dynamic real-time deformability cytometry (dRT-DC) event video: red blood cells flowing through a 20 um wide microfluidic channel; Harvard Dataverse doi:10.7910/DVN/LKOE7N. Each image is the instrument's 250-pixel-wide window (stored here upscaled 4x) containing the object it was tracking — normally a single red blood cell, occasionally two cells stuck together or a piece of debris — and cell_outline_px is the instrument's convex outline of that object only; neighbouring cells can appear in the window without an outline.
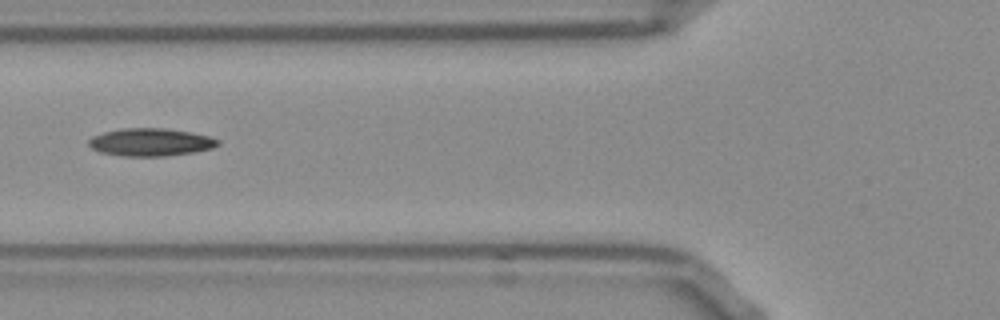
{"species": "Egyptian fruit bat (a non-hibernating species)", "species_latin": "Rousettus aegyptiacus", "temperature_condition": "room temperature", "stored_images_in_passage": 39, "camera_frame_rate_fps": 3000, "um_per_image_px": 0.085, "frame": {"image": 1, "passage_image": 6, "time_ms": 1.667, "image_size_px": [1000, 320], "cell_outline_px": [[220, 144], [212, 148], [192, 152], [164, 156], [124, 156], [100, 152], [92, 148], [88, 144], [88, 140], [92, 136], [104, 132], [124, 128], [164, 128], [192, 132], [208, 136], [220, 140]], "centroid_in_image_um": [12.8, 12.08], "position_along_channel_um": 113.0, "area_um2": 20.81}}
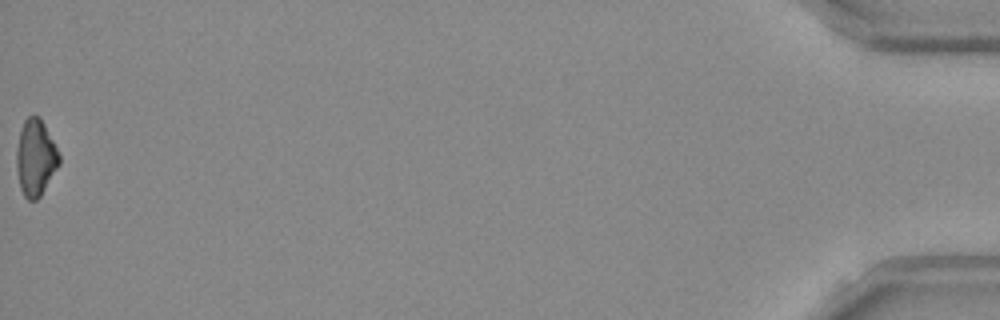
{"frame": {"image": 2, "passage_image": 39, "time_ms": 12.667, "image_size_px": [1000, 320], "cell_outline_px": [[60, 164], [40, 196], [36, 200], [28, 200], [24, 196], [20, 188], [16, 168], [16, 148], [20, 132], [24, 120], [28, 116], [40, 116], [60, 156]], "centroid_in_image_um": [3.01, 13.42], "position_along_channel_um": 432.2, "area_um2": 18.9}}